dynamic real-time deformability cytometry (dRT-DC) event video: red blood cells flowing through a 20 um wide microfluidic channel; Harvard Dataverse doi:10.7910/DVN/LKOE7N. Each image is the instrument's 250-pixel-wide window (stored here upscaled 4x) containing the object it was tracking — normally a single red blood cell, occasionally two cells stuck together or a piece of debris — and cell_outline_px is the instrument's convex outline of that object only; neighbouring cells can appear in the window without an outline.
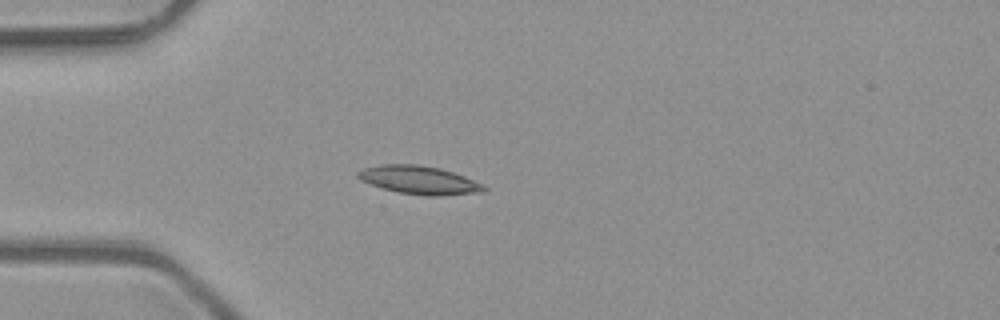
{"species": "common noctule bat (a hibernating species)", "species_latin": "Nyctalus noctula", "temperature_condition": "room temperature", "stored_images_in_passage": 42, "camera_frame_rate_fps": 3000, "um_per_image_px": 0.085, "animal": {"sex": "male", "body_mass_g": 23.1, "forearm_length_mm": 52.7}, "frame": {"image": 1, "passage_image": 9, "time_ms": 2.667, "image_size_px": [1000, 320], "cell_outline_px": [[488, 188], [484, 192], [440, 196], [424, 196], [400, 192], [380, 188], [360, 180], [356, 176], [356, 172], [364, 168], [380, 164], [416, 164], [440, 168], [464, 176], [484, 184]], "centroid_in_image_um": [35.63, 15.31], "position_along_channel_um": 49.4, "area_um2": 20.98}}
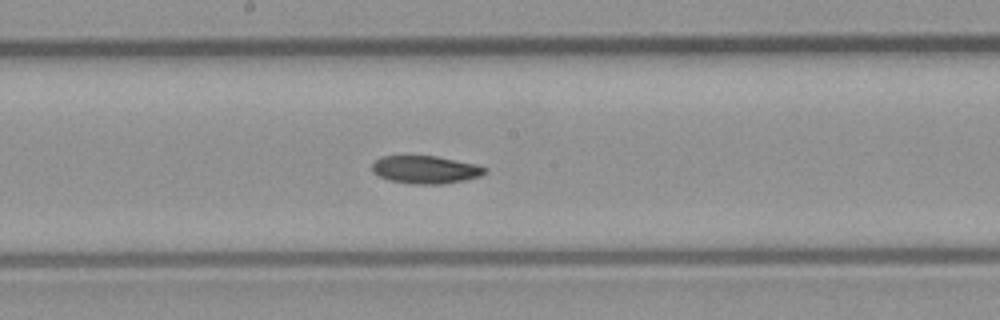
{"frame": {"image": 2, "passage_image": 22, "time_ms": 7.0, "image_size_px": [1000, 320], "cell_outline_px": [[488, 172], [480, 176], [464, 180], [444, 184], [412, 184], [388, 180], [376, 176], [372, 172], [372, 164], [380, 156], [436, 156], [476, 164], [488, 168]], "centroid_in_image_um": [36.15, 14.42], "position_along_channel_um": 212.0, "area_um2": 18.5}}
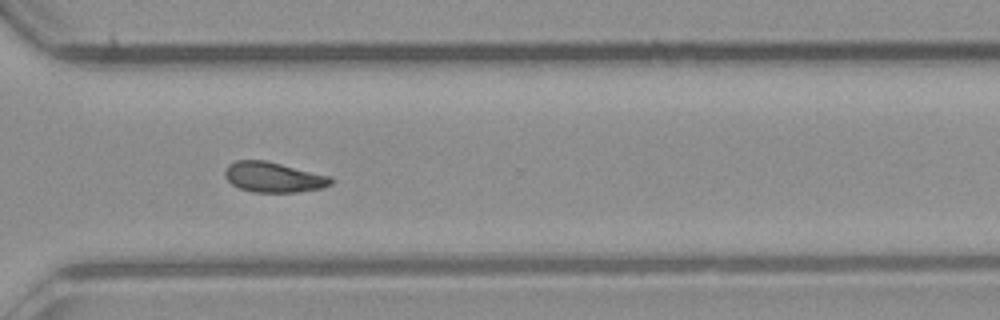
{"frame": {"image": 3, "passage_image": 32, "time_ms": 10.333, "image_size_px": [1000, 320], "cell_outline_px": [[336, 180], [332, 184], [324, 188], [296, 192], [252, 192], [240, 188], [232, 184], [224, 176], [224, 168], [228, 164], [236, 160], [264, 160], [332, 176]], "centroid_in_image_um": [23.27, 15.06], "position_along_channel_um": 347.3, "area_um2": 18.9}, "authors_computed_cell_mechanics": {"area_um2": 18.5538, "velocity_mm_per_s": 4.0678, "shape_relaxation_time_tau1_ms": null, "shape_relaxation_time_tau2_ms": 6.9294, "deformation_change_tau1": null, "deformation_change_tau2": 0.1204}}